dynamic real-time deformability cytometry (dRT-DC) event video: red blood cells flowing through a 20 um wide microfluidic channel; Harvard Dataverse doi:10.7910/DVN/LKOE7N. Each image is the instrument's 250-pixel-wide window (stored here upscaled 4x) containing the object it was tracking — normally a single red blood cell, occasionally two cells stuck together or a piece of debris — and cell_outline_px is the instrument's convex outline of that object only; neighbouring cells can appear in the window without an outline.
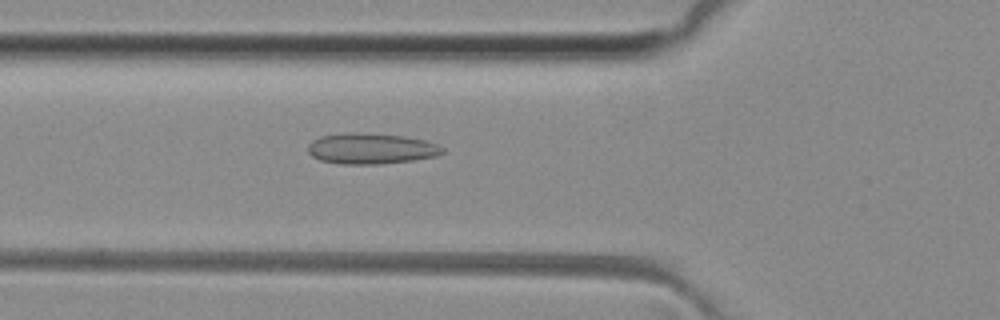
{"species": "common noctule bat (a hibernating species)", "species_latin": "Nyctalus noctula", "temperature_condition": "room temperature", "stored_images_in_passage": 50, "camera_frame_rate_fps": 3000, "um_per_image_px": 0.085, "animal": {"sex": "female", "body_mass_g": 29.2, "forearm_length_mm": 56.3}, "frame": {"image": 1, "passage_image": 18, "time_ms": 5.667, "image_size_px": [1000, 320], "cell_outline_px": [[444, 152], [436, 156], [412, 160], [380, 164], [340, 164], [320, 160], [312, 156], [308, 152], [308, 144], [312, 140], [320, 136], [344, 132], [348, 132], [404, 136], [424, 140], [436, 144], [444, 148]], "centroid_in_image_um": [31.5, 12.63], "position_along_channel_um": 94.3, "area_um2": 24.1}}
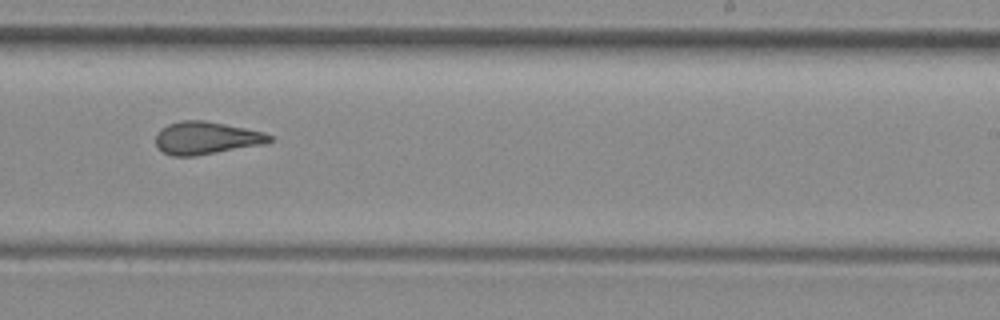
{"frame": {"image": 2, "passage_image": 31, "time_ms": 10.0, "image_size_px": [1000, 320], "cell_outline_px": [[272, 140], [264, 144], [196, 156], [172, 156], [164, 152], [156, 144], [156, 132], [160, 128], [168, 124], [180, 120], [204, 120], [264, 132], [272, 136]], "centroid_in_image_um": [17.5, 11.72], "position_along_channel_um": 271.5, "area_um2": 21.62}}
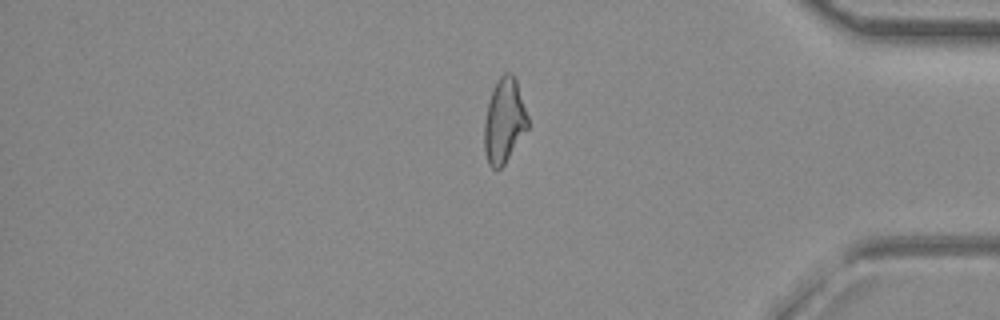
{"frame": {"image": 3, "passage_image": 42, "time_ms": 13.667, "image_size_px": [1000, 320], "cell_outline_px": [[528, 128], [504, 164], [496, 172], [488, 164], [484, 152], [484, 124], [488, 104], [496, 80], [504, 72], [512, 72], [516, 80], [528, 116]], "centroid_in_image_um": [42.84, 10.28], "position_along_channel_um": 392.4, "area_um2": 21.44}, "authors_computed_cell_mechanics": {"area_um2": 22.2819, "velocity_mm_per_s": 4.0907, "shape_relaxation_time_tau1_ms": null, "shape_relaxation_time_tau2_ms": 1.8079, "deformation_change_tau1": null, "deformation_change_tau2": 0.1041}}